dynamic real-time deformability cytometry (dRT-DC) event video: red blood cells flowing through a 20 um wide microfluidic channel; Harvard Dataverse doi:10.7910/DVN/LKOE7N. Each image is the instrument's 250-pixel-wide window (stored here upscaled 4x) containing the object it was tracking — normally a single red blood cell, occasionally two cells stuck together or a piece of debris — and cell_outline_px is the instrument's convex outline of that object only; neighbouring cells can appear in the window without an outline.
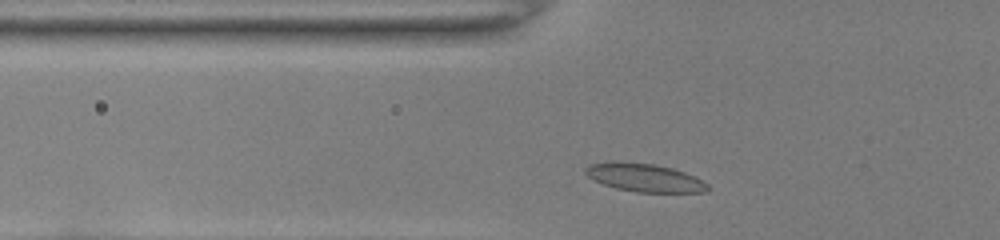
{"species": "common noctule bat (a hibernating species)", "species_latin": "Nyctalus noctula", "temperature_condition": "room temperature", "stored_images_in_passage": 30, "camera_frame_rate_fps": 3000, "um_per_image_px": 0.085, "animal": {"sex": "female", "body_mass_g": 22.0, "forearm_length_mm": 56.7}, "frame": {"image": 1, "passage_image": 4, "time_ms": 1.0, "image_size_px": [1000, 240], "cell_outline_px": [[708, 188], [704, 192], [636, 192], [616, 188], [604, 184], [588, 176], [584, 172], [592, 164], [652, 164], [672, 168], [684, 172], [708, 184]], "centroid_in_image_um": [54.86, 15.15], "position_along_channel_um": 70.9, "area_um2": 18.84}}
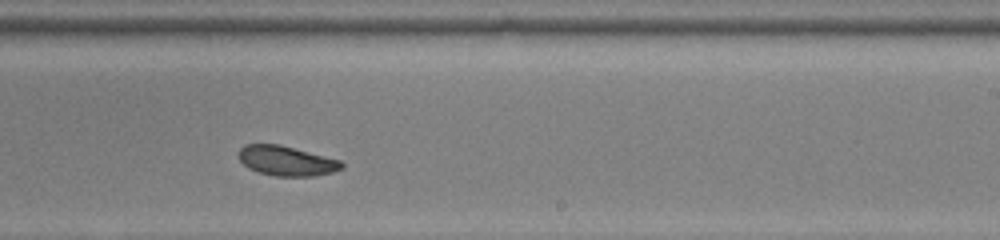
{"frame": {"image": 2, "passage_image": 19, "time_ms": 6.0, "image_size_px": [1000, 240], "cell_outline_px": [[344, 168], [332, 172], [312, 176], [276, 176], [260, 172], [244, 164], [240, 160], [240, 148], [248, 144], [280, 144], [340, 160], [344, 164]], "centroid_in_image_um": [24.4, 13.67], "position_along_channel_um": 264.6, "area_um2": 17.57}}
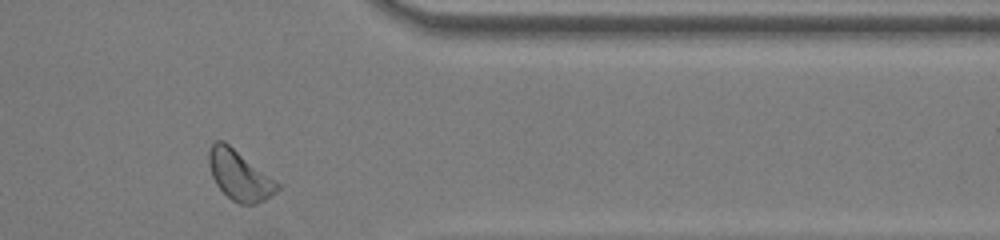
{"frame": {"image": 3, "passage_image": 29, "time_ms": 9.333, "image_size_px": [1000, 240], "cell_outline_px": [[280, 188], [276, 192], [264, 200], [256, 204], [240, 204], [232, 200], [216, 184], [212, 176], [208, 164], [208, 152], [212, 144], [216, 140], [224, 140], [280, 184]], "centroid_in_image_um": [20.34, 14.89], "position_along_channel_um": 391.1, "area_um2": 19.71}, "authors_computed_cell_mechanics": {"area_um2": 18.3515, "velocity_mm_per_s": 3.952, "shape_relaxation_time_tau1_ms": 2.4431, "shape_relaxation_time_tau2_ms": 1.9669, "deformation_change_tau1": 0.1025, "deformation_change_tau2": 0.0639}}